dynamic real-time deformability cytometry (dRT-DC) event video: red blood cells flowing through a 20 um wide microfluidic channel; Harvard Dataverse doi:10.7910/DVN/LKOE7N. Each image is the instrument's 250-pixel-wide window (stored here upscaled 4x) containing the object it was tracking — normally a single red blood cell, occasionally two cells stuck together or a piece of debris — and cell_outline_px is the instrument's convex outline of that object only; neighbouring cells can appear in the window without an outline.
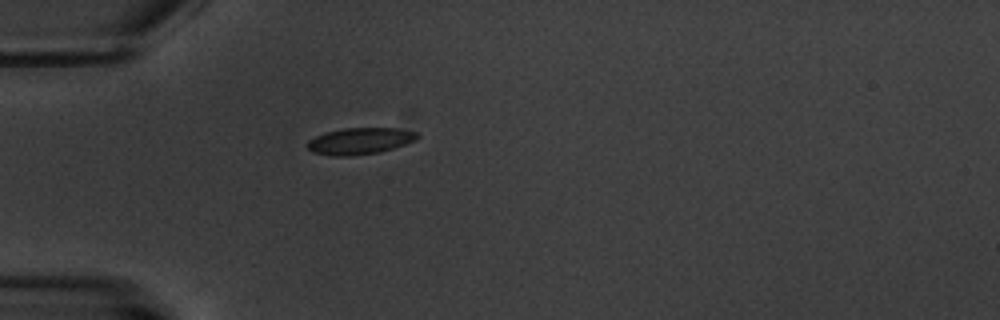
{"species": "common noctule bat (a hibernating species)", "species_latin": "Nyctalus noctula", "temperature_condition": "warm", "stored_images_in_passage": 2, "camera_frame_rate_fps": 3000, "um_per_image_px": 0.085, "animal": {"sex": "male", "body_mass_g": 20.1, "forearm_length_mm": 53.5}, "frame": {"image": 1, "passage_image": 1, "time_ms": 0.0, "image_size_px": [1000, 320], "cell_outline_px": [[420, 136], [416, 140], [380, 152], [348, 156], [332, 156], [312, 152], [308, 148], [308, 140], [324, 132], [344, 128], [396, 128], [416, 132]], "centroid_in_image_um": [30.57, 11.98], "position_along_channel_um": 54.4, "area_um2": 16.94}}